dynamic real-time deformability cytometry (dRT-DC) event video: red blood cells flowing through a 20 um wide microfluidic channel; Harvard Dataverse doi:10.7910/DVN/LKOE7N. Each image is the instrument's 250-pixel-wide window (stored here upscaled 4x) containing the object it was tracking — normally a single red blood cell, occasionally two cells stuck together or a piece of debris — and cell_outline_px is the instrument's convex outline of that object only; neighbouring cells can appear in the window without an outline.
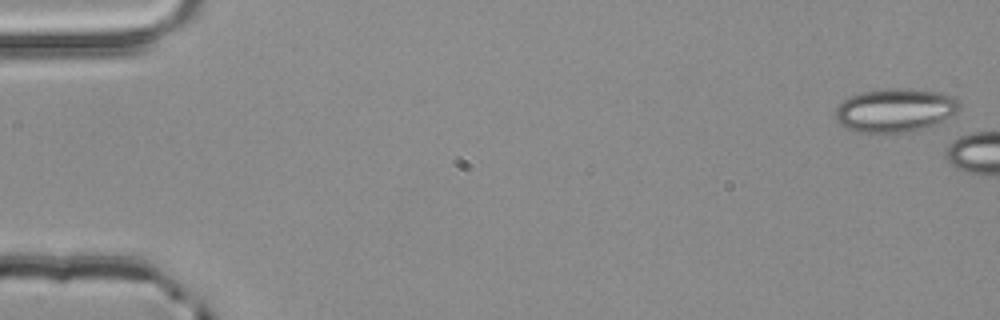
{"species": "common noctule bat (a hibernating species)", "species_latin": "Nyctalus noctula", "temperature_condition": "room temperature", "stored_images_in_passage": 3, "camera_frame_rate_fps": 3000, "um_per_image_px": 0.085, "animal": {"sex": "male", "body_mass_g": 20.4}, "frame": {"image": 1, "passage_image": 1, "time_ms": 0.0, "image_size_px": [1000, 320], "cell_outline_px": [[960, 108], [956, 112], [936, 124], [916, 132], [880, 136], [856, 132], [840, 124], [836, 116], [836, 108], [848, 96], [860, 92], [896, 88], [908, 88], [940, 92], [956, 96], [960, 100]], "centroid_in_image_um": [76.11, 9.41], "position_along_channel_um": 8.9, "area_um2": 32.54}}